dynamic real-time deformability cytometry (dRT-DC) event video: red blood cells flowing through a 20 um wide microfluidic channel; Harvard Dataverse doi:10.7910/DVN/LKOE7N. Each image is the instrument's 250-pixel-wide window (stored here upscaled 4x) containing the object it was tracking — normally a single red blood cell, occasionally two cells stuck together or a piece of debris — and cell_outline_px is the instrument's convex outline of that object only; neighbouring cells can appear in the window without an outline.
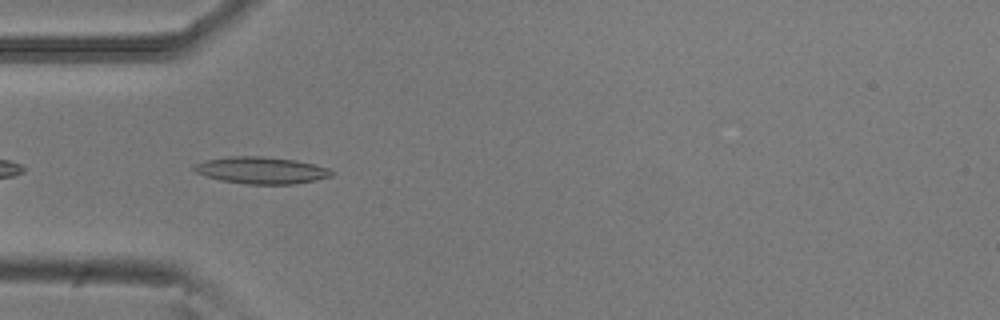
{"species": "common noctule bat (a hibernating species)", "species_latin": "Nyctalus noctula", "temperature_condition": "room temperature", "stored_images_in_passage": 7, "camera_frame_rate_fps": 3000, "um_per_image_px": 0.085, "animal": {"sex": "male", "body_mass_g": 20.5, "forearm_length_mm": 52.5}, "frame": {"image": 1, "passage_image": 4, "time_ms": 1.0, "image_size_px": [1000, 320], "cell_outline_px": [[336, 172], [332, 176], [316, 180], [292, 184], [248, 184], [220, 180], [204, 176], [196, 172], [192, 168], [196, 164], [208, 160], [228, 156], [260, 156], [296, 160], [328, 168]], "centroid_in_image_um": [22.23, 14.48], "position_along_channel_um": 62.8, "area_um2": 21.44}}
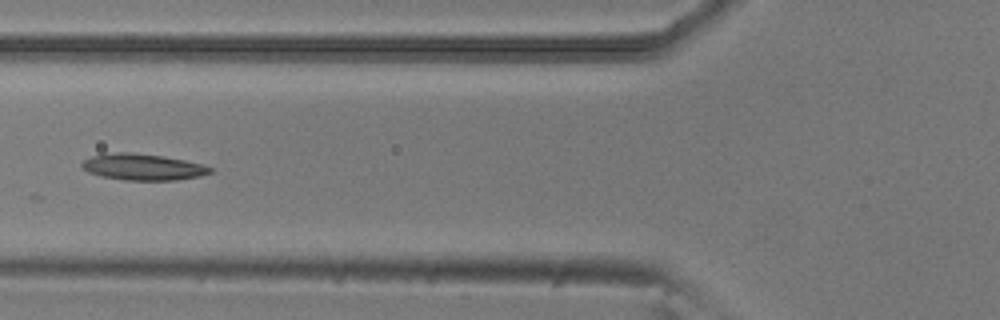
{"frame": {"image": 2, "passage_image": 5, "time_ms": 1.333, "image_size_px": [1000, 320], "cell_outline_px": [[212, 172], [200, 176], [176, 180], [124, 180], [100, 176], [88, 172], [80, 168], [80, 164], [84, 160], [92, 156], [104, 152], [132, 152], [164, 156], [184, 160], [200, 164], [212, 168]], "centroid_in_image_um": [12.07, 14.18], "position_along_channel_um": 113.7, "area_um2": 19.88}}
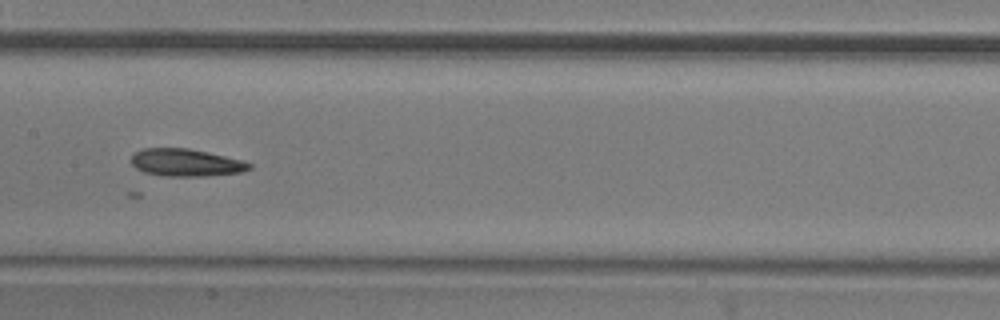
{"frame": {"image": 3, "passage_image": 7, "time_ms": 2.0, "image_size_px": [1000, 320], "cell_outline_px": [[252, 168], [240, 172], [208, 176], [160, 176], [144, 172], [136, 168], [132, 164], [132, 156], [136, 152], [144, 148], [188, 148], [224, 156], [240, 160], [252, 164]], "centroid_in_image_um": [15.78, 13.83], "position_along_channel_um": 191.6, "area_um2": 18.73}}